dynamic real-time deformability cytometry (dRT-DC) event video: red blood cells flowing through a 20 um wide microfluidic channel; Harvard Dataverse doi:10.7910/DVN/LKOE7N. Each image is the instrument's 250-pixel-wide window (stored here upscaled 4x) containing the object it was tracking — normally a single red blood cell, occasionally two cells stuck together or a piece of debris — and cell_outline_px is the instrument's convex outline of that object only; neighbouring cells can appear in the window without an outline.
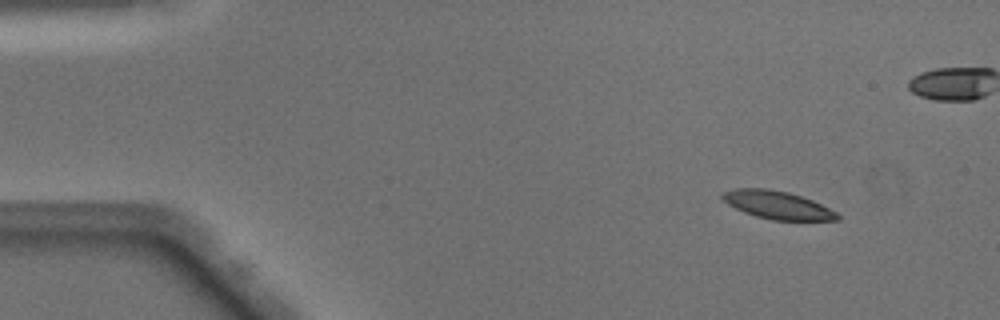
{"species": "Egyptian fruit bat (a non-hibernating species)", "species_latin": "Rousettus aegyptiacus", "temperature_condition": "warm", "stored_images_in_passage": 48, "camera_frame_rate_fps": 3000, "um_per_image_px": 0.085, "animal": {"sex": "male"}, "frame": {"image": 1, "passage_image": 3, "time_ms": 0.667, "image_size_px": [1000, 320], "cell_outline_px": [[840, 220], [772, 220], [756, 216], [744, 212], [728, 204], [720, 196], [720, 192], [736, 188], [768, 188], [788, 192], [812, 200], [836, 212], [840, 216]], "centroid_in_image_um": [66.05, 17.41], "position_along_channel_um": 19.0, "area_um2": 18.67}}
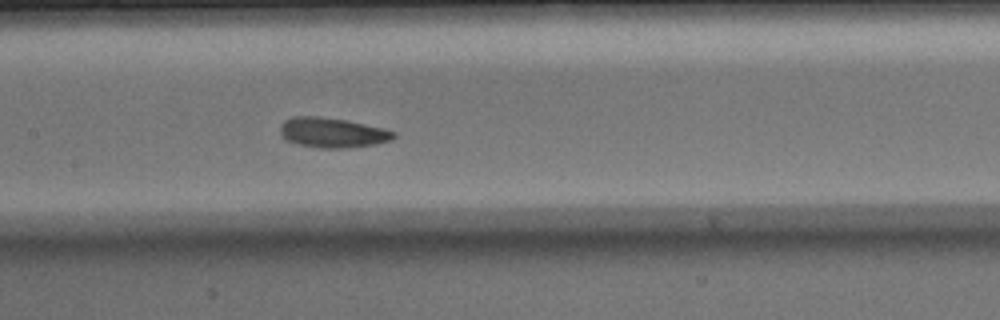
{"frame": {"image": 2, "passage_image": 22, "time_ms": 7.0, "image_size_px": [1000, 320], "cell_outline_px": [[396, 136], [392, 140], [376, 144], [344, 148], [320, 148], [300, 144], [284, 140], [280, 136], [280, 124], [284, 120], [292, 116], [316, 116], [348, 120], [384, 128], [396, 132]], "centroid_in_image_um": [28.24, 11.27], "position_along_channel_um": 179.2, "area_um2": 20.06}}
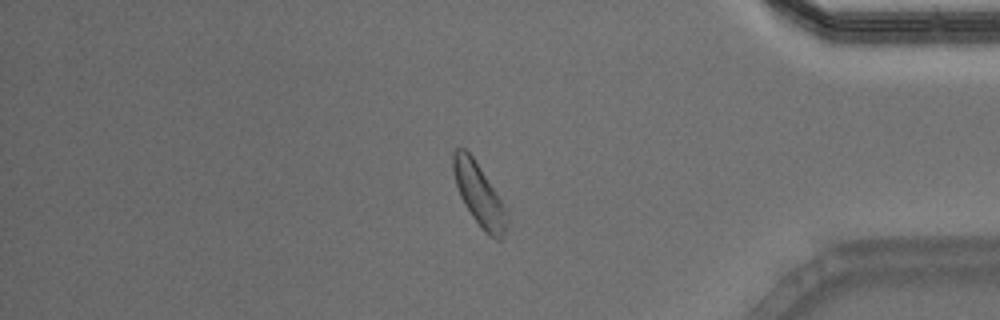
{"frame": {"image": 3, "passage_image": 40, "time_ms": 13.0, "image_size_px": [1000, 320], "cell_outline_px": [[508, 228], [504, 236], [500, 240], [496, 240], [484, 232], [472, 216], [464, 204], [460, 196], [452, 172], [452, 152], [456, 148], [464, 148], [472, 156], [508, 208]], "centroid_in_image_um": [40.76, 16.58], "position_along_channel_um": 394.4, "area_um2": 19.94}, "authors_computed_cell_mechanics": {"area_um2": 19.3919, "velocity_mm_per_s": 4.0318, "shape_relaxation_time_tau1_ms": 3.3372, "shape_relaxation_time_tau2_ms": 1.8949, "deformation_change_tau1": 0.1097, "deformation_change_tau2": 0.1009}}